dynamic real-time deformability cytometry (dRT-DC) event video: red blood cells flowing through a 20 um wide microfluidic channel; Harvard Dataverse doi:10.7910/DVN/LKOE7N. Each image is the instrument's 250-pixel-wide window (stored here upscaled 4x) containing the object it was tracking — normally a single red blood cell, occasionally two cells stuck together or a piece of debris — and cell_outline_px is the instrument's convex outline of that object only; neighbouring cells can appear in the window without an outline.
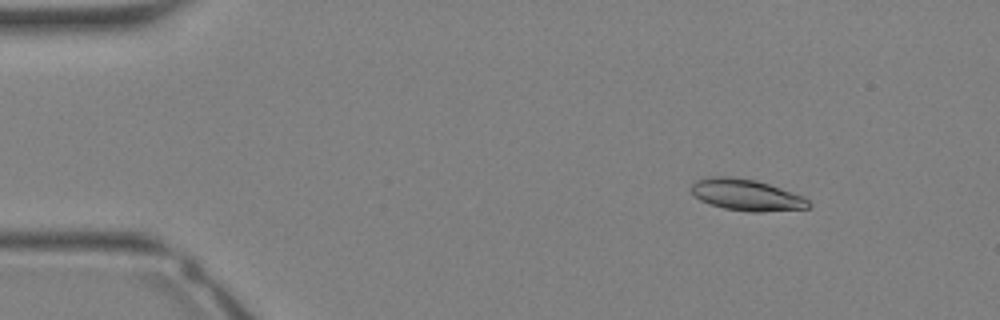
{"species": "Egyptian fruit bat (a non-hibernating species)", "species_latin": "Rousettus aegyptiacus", "temperature_condition": "warm", "stored_images_in_passage": 31, "camera_frame_rate_fps": 3000, "um_per_image_px": 0.085, "animal": {"sex": "female"}, "frame": {"image": 1, "passage_image": 1, "time_ms": 0.0, "image_size_px": [1000, 320], "cell_outline_px": [[812, 204], [808, 208], [760, 212], [748, 212], [724, 208], [700, 200], [688, 188], [696, 180], [712, 176], [732, 176], [756, 180], [804, 196]], "centroid_in_image_um": [63.44, 16.56], "position_along_channel_um": 21.6, "area_um2": 21.5}}